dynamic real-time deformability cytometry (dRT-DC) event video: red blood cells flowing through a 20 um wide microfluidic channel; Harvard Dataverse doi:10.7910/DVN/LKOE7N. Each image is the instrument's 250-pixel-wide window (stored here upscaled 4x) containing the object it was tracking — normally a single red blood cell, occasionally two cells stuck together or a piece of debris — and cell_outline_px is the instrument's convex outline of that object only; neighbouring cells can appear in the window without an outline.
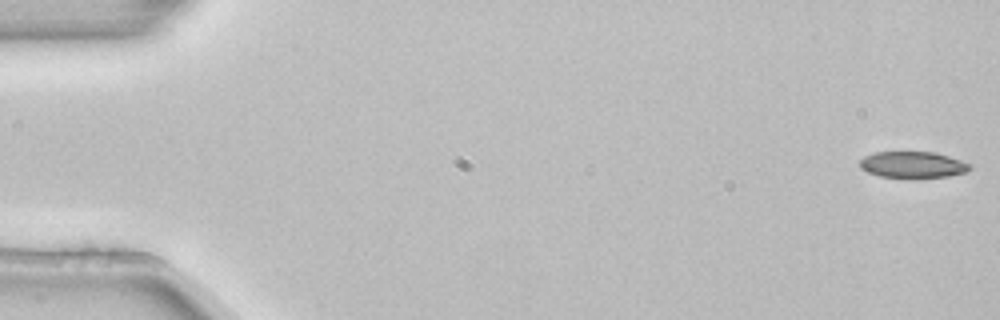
{"species": "common noctule bat (a hibernating species)", "species_latin": "Nyctalus noctula", "temperature_condition": "room temperature", "stored_images_in_passage": 5, "segment_of_instrument_passage": [1, 2], "camera_frame_rate_fps": 3000, "um_per_image_px": 0.085, "animal": {"sex": "female", "body_mass_g": 22.7, "forearm_length_mm": 54.2}, "frame": {"image": 1, "passage_image": 1, "time_ms": 0.0, "image_size_px": [1000, 320], "cell_outline_px": [[972, 168], [968, 172], [948, 176], [920, 180], [904, 180], [880, 176], [868, 172], [860, 168], [860, 160], [864, 156], [872, 152], [936, 152], [972, 164]], "centroid_in_image_um": [77.6, 14.05], "position_along_channel_um": 7.4, "area_um2": 17.8}}
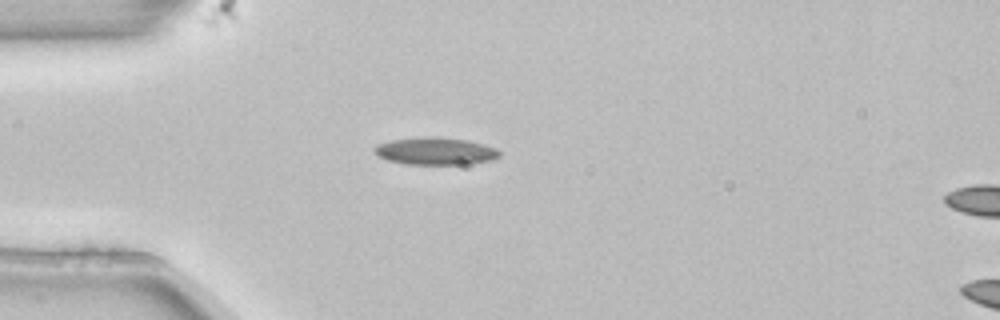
{"frame": {"image": 2, "passage_image": 4, "time_ms": 1.0, "image_size_px": [1000, 320], "cell_outline_px": [[500, 156], [492, 160], [468, 164], [408, 164], [388, 160], [380, 156], [372, 148], [376, 144], [392, 140], [432, 136], [468, 140], [484, 144], [496, 148], [500, 152]], "centroid_in_image_um": [37.04, 12.84], "position_along_channel_um": 48.0, "area_um2": 19.83}}